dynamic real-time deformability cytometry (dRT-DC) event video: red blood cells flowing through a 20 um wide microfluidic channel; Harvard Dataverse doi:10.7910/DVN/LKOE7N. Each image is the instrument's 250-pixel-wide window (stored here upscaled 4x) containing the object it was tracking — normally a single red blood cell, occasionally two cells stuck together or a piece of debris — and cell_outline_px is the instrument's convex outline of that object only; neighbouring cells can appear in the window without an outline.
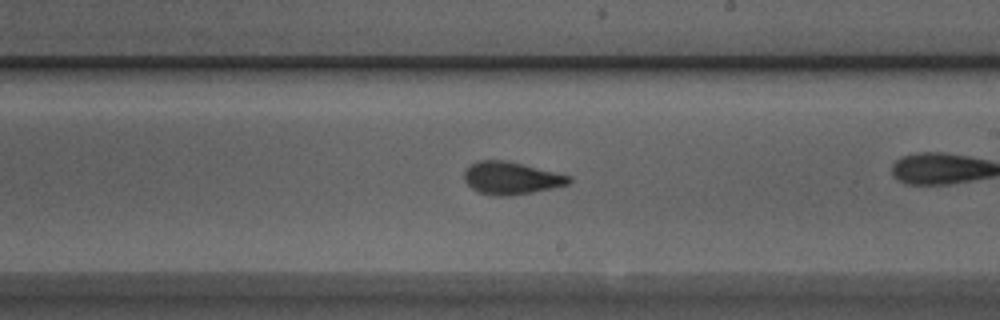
{"species": "Egyptian fruit bat (a non-hibernating species)", "species_latin": "Rousettus aegyptiacus", "temperature_condition": "room temperature", "stored_images_in_passage": 40, "camera_frame_rate_fps": 3000, "um_per_image_px": 0.085, "animal": {"sex": "male"}, "frame": {"image": 1, "passage_image": 29, "time_ms": 9.333, "image_size_px": [1000, 320], "cell_outline_px": [[572, 180], [568, 184], [552, 188], [512, 196], [496, 196], [476, 192], [464, 180], [464, 172], [476, 160], [504, 160], [572, 176]], "centroid_in_image_um": [43.43, 15.15], "position_along_channel_um": 245.6, "area_um2": 19.77}}